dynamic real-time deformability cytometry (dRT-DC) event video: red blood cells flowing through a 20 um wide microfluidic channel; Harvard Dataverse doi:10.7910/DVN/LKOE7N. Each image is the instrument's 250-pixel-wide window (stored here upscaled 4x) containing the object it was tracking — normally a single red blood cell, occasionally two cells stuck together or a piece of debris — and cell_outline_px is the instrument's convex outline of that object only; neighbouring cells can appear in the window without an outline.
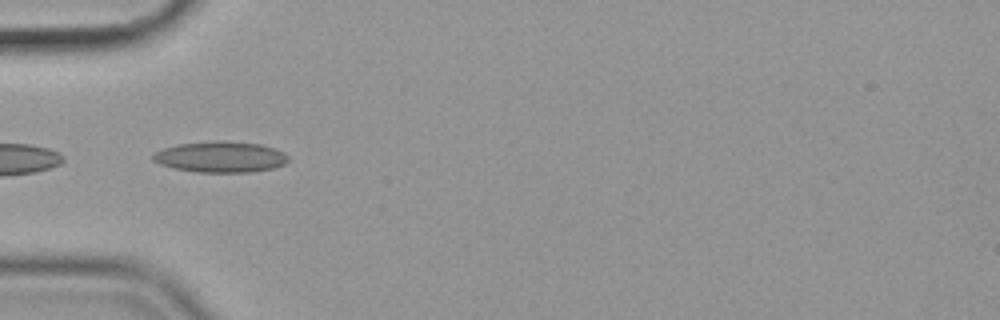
{"species": "common noctule bat (a hibernating species)", "species_latin": "Nyctalus noctula", "temperature_condition": "cold", "stored_images_in_passage": 18, "camera_frame_rate_fps": 3000, "um_per_image_px": 0.085, "animal": {"sex": "female", "body_mass_g": 19.9}, "frame": {"image": 1, "passage_image": 16, "time_ms": 5.0, "image_size_px": [1000, 320], "cell_outline_px": [[288, 160], [284, 164], [272, 168], [248, 172], [196, 172], [176, 168], [160, 164], [152, 160], [152, 156], [156, 152], [164, 148], [180, 144], [216, 140], [260, 144], [276, 148], [284, 152], [288, 156]], "centroid_in_image_um": [18.76, 13.33], "position_along_channel_um": 66.2, "area_um2": 24.22}}